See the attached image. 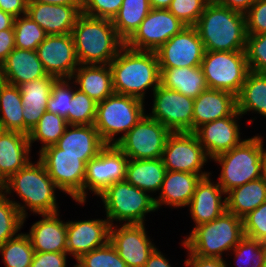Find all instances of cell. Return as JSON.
I'll return each instance as SVG.
<instances>
[{
    "label": "cell",
    "instance_id": "obj_1",
    "mask_svg": "<svg viewBox=\"0 0 266 267\" xmlns=\"http://www.w3.org/2000/svg\"><path fill=\"white\" fill-rule=\"evenodd\" d=\"M0 191L17 206L23 217V223L29 217L28 211L37 216L54 214L61 210L59 209L60 202L57 200L60 190L38 158L36 161L28 162L5 181L0 186Z\"/></svg>",
    "mask_w": 266,
    "mask_h": 267
},
{
    "label": "cell",
    "instance_id": "obj_2",
    "mask_svg": "<svg viewBox=\"0 0 266 267\" xmlns=\"http://www.w3.org/2000/svg\"><path fill=\"white\" fill-rule=\"evenodd\" d=\"M115 93L144 102L160 85V69L155 51L134 50L124 45L109 63ZM151 89V90H150Z\"/></svg>",
    "mask_w": 266,
    "mask_h": 267
},
{
    "label": "cell",
    "instance_id": "obj_3",
    "mask_svg": "<svg viewBox=\"0 0 266 267\" xmlns=\"http://www.w3.org/2000/svg\"><path fill=\"white\" fill-rule=\"evenodd\" d=\"M79 64H109L125 42L118 36L112 20L81 14L72 30Z\"/></svg>",
    "mask_w": 266,
    "mask_h": 267
},
{
    "label": "cell",
    "instance_id": "obj_4",
    "mask_svg": "<svg viewBox=\"0 0 266 267\" xmlns=\"http://www.w3.org/2000/svg\"><path fill=\"white\" fill-rule=\"evenodd\" d=\"M194 27L206 51H245V14L218 4H207Z\"/></svg>",
    "mask_w": 266,
    "mask_h": 267
},
{
    "label": "cell",
    "instance_id": "obj_5",
    "mask_svg": "<svg viewBox=\"0 0 266 267\" xmlns=\"http://www.w3.org/2000/svg\"><path fill=\"white\" fill-rule=\"evenodd\" d=\"M244 236L243 219L226 210L213 221L185 234L183 241L185 247L196 256L228 260L227 255Z\"/></svg>",
    "mask_w": 266,
    "mask_h": 267
},
{
    "label": "cell",
    "instance_id": "obj_6",
    "mask_svg": "<svg viewBox=\"0 0 266 267\" xmlns=\"http://www.w3.org/2000/svg\"><path fill=\"white\" fill-rule=\"evenodd\" d=\"M259 134L246 137L239 145L211 160L221 167H218L220 173L215 180L226 194L262 177V134Z\"/></svg>",
    "mask_w": 266,
    "mask_h": 267
},
{
    "label": "cell",
    "instance_id": "obj_7",
    "mask_svg": "<svg viewBox=\"0 0 266 267\" xmlns=\"http://www.w3.org/2000/svg\"><path fill=\"white\" fill-rule=\"evenodd\" d=\"M98 197L111 226L146 224L149 213L157 211L154 197L126 180L111 184Z\"/></svg>",
    "mask_w": 266,
    "mask_h": 267
},
{
    "label": "cell",
    "instance_id": "obj_8",
    "mask_svg": "<svg viewBox=\"0 0 266 267\" xmlns=\"http://www.w3.org/2000/svg\"><path fill=\"white\" fill-rule=\"evenodd\" d=\"M144 101L113 93L97 103L94 127L106 145H116L146 114Z\"/></svg>",
    "mask_w": 266,
    "mask_h": 267
},
{
    "label": "cell",
    "instance_id": "obj_9",
    "mask_svg": "<svg viewBox=\"0 0 266 267\" xmlns=\"http://www.w3.org/2000/svg\"><path fill=\"white\" fill-rule=\"evenodd\" d=\"M201 68L207 87L238 96L250 72L245 51H206Z\"/></svg>",
    "mask_w": 266,
    "mask_h": 267
},
{
    "label": "cell",
    "instance_id": "obj_10",
    "mask_svg": "<svg viewBox=\"0 0 266 267\" xmlns=\"http://www.w3.org/2000/svg\"><path fill=\"white\" fill-rule=\"evenodd\" d=\"M36 155L60 193L66 195L65 197L68 195L75 203H84V156L64 154L62 149L55 145L43 149Z\"/></svg>",
    "mask_w": 266,
    "mask_h": 267
},
{
    "label": "cell",
    "instance_id": "obj_11",
    "mask_svg": "<svg viewBox=\"0 0 266 267\" xmlns=\"http://www.w3.org/2000/svg\"><path fill=\"white\" fill-rule=\"evenodd\" d=\"M172 132L145 114L116 144L128 159L162 158L167 138Z\"/></svg>",
    "mask_w": 266,
    "mask_h": 267
},
{
    "label": "cell",
    "instance_id": "obj_12",
    "mask_svg": "<svg viewBox=\"0 0 266 267\" xmlns=\"http://www.w3.org/2000/svg\"><path fill=\"white\" fill-rule=\"evenodd\" d=\"M146 114L171 132H192L194 99L159 85L151 95Z\"/></svg>",
    "mask_w": 266,
    "mask_h": 267
},
{
    "label": "cell",
    "instance_id": "obj_13",
    "mask_svg": "<svg viewBox=\"0 0 266 267\" xmlns=\"http://www.w3.org/2000/svg\"><path fill=\"white\" fill-rule=\"evenodd\" d=\"M162 160L166 171L211 174V171L204 169L211 159L194 132H172L167 138Z\"/></svg>",
    "mask_w": 266,
    "mask_h": 267
},
{
    "label": "cell",
    "instance_id": "obj_14",
    "mask_svg": "<svg viewBox=\"0 0 266 267\" xmlns=\"http://www.w3.org/2000/svg\"><path fill=\"white\" fill-rule=\"evenodd\" d=\"M127 156L116 146L106 145L97 157L86 163L84 181V206L90 193L95 197L117 181L125 180Z\"/></svg>",
    "mask_w": 266,
    "mask_h": 267
},
{
    "label": "cell",
    "instance_id": "obj_15",
    "mask_svg": "<svg viewBox=\"0 0 266 267\" xmlns=\"http://www.w3.org/2000/svg\"><path fill=\"white\" fill-rule=\"evenodd\" d=\"M146 224H117L110 226L109 242L127 267H144L156 246Z\"/></svg>",
    "mask_w": 266,
    "mask_h": 267
},
{
    "label": "cell",
    "instance_id": "obj_16",
    "mask_svg": "<svg viewBox=\"0 0 266 267\" xmlns=\"http://www.w3.org/2000/svg\"><path fill=\"white\" fill-rule=\"evenodd\" d=\"M185 26L168 9H151L125 45L134 50L156 51Z\"/></svg>",
    "mask_w": 266,
    "mask_h": 267
},
{
    "label": "cell",
    "instance_id": "obj_17",
    "mask_svg": "<svg viewBox=\"0 0 266 267\" xmlns=\"http://www.w3.org/2000/svg\"><path fill=\"white\" fill-rule=\"evenodd\" d=\"M204 46L194 26H185L156 51L159 68L201 66Z\"/></svg>",
    "mask_w": 266,
    "mask_h": 267
},
{
    "label": "cell",
    "instance_id": "obj_18",
    "mask_svg": "<svg viewBox=\"0 0 266 267\" xmlns=\"http://www.w3.org/2000/svg\"><path fill=\"white\" fill-rule=\"evenodd\" d=\"M36 51L44 71L56 79H70L79 66L72 34L47 35Z\"/></svg>",
    "mask_w": 266,
    "mask_h": 267
},
{
    "label": "cell",
    "instance_id": "obj_19",
    "mask_svg": "<svg viewBox=\"0 0 266 267\" xmlns=\"http://www.w3.org/2000/svg\"><path fill=\"white\" fill-rule=\"evenodd\" d=\"M242 118L236 109L230 116L206 123L194 132L211 160L231 150L245 139L240 127Z\"/></svg>",
    "mask_w": 266,
    "mask_h": 267
},
{
    "label": "cell",
    "instance_id": "obj_20",
    "mask_svg": "<svg viewBox=\"0 0 266 267\" xmlns=\"http://www.w3.org/2000/svg\"><path fill=\"white\" fill-rule=\"evenodd\" d=\"M110 223L104 218L67 219V253L75 261L109 241Z\"/></svg>",
    "mask_w": 266,
    "mask_h": 267
},
{
    "label": "cell",
    "instance_id": "obj_21",
    "mask_svg": "<svg viewBox=\"0 0 266 267\" xmlns=\"http://www.w3.org/2000/svg\"><path fill=\"white\" fill-rule=\"evenodd\" d=\"M198 182L193 197L187 206L193 228L208 223L227 210L226 193L217 180H213V170Z\"/></svg>",
    "mask_w": 266,
    "mask_h": 267
},
{
    "label": "cell",
    "instance_id": "obj_22",
    "mask_svg": "<svg viewBox=\"0 0 266 267\" xmlns=\"http://www.w3.org/2000/svg\"><path fill=\"white\" fill-rule=\"evenodd\" d=\"M83 6H66L28 2L27 13L47 35L71 34Z\"/></svg>",
    "mask_w": 266,
    "mask_h": 267
},
{
    "label": "cell",
    "instance_id": "obj_23",
    "mask_svg": "<svg viewBox=\"0 0 266 267\" xmlns=\"http://www.w3.org/2000/svg\"><path fill=\"white\" fill-rule=\"evenodd\" d=\"M181 171H166L161 189L154 197L157 212L162 206L169 209H182L189 205L196 186L202 177Z\"/></svg>",
    "mask_w": 266,
    "mask_h": 267
},
{
    "label": "cell",
    "instance_id": "obj_24",
    "mask_svg": "<svg viewBox=\"0 0 266 267\" xmlns=\"http://www.w3.org/2000/svg\"><path fill=\"white\" fill-rule=\"evenodd\" d=\"M61 213L39 215L42 218L25 232L35 252H67V220H61Z\"/></svg>",
    "mask_w": 266,
    "mask_h": 267
},
{
    "label": "cell",
    "instance_id": "obj_25",
    "mask_svg": "<svg viewBox=\"0 0 266 267\" xmlns=\"http://www.w3.org/2000/svg\"><path fill=\"white\" fill-rule=\"evenodd\" d=\"M28 135L0 130V186L32 158Z\"/></svg>",
    "mask_w": 266,
    "mask_h": 267
},
{
    "label": "cell",
    "instance_id": "obj_26",
    "mask_svg": "<svg viewBox=\"0 0 266 267\" xmlns=\"http://www.w3.org/2000/svg\"><path fill=\"white\" fill-rule=\"evenodd\" d=\"M237 109L232 93L207 88L194 99L192 132L214 120L228 117Z\"/></svg>",
    "mask_w": 266,
    "mask_h": 267
},
{
    "label": "cell",
    "instance_id": "obj_27",
    "mask_svg": "<svg viewBox=\"0 0 266 267\" xmlns=\"http://www.w3.org/2000/svg\"><path fill=\"white\" fill-rule=\"evenodd\" d=\"M56 80V78L47 74L43 78L25 82L18 86L23 104L24 134L28 135L44 115L52 86Z\"/></svg>",
    "mask_w": 266,
    "mask_h": 267
},
{
    "label": "cell",
    "instance_id": "obj_28",
    "mask_svg": "<svg viewBox=\"0 0 266 267\" xmlns=\"http://www.w3.org/2000/svg\"><path fill=\"white\" fill-rule=\"evenodd\" d=\"M55 146L62 153L84 156V162L98 156L106 146L94 125H68Z\"/></svg>",
    "mask_w": 266,
    "mask_h": 267
},
{
    "label": "cell",
    "instance_id": "obj_29",
    "mask_svg": "<svg viewBox=\"0 0 266 267\" xmlns=\"http://www.w3.org/2000/svg\"><path fill=\"white\" fill-rule=\"evenodd\" d=\"M1 69L3 81L17 86L47 75L36 50L14 48Z\"/></svg>",
    "mask_w": 266,
    "mask_h": 267
},
{
    "label": "cell",
    "instance_id": "obj_30",
    "mask_svg": "<svg viewBox=\"0 0 266 267\" xmlns=\"http://www.w3.org/2000/svg\"><path fill=\"white\" fill-rule=\"evenodd\" d=\"M76 88L99 103L114 93L112 72L109 64L83 65L70 78Z\"/></svg>",
    "mask_w": 266,
    "mask_h": 267
},
{
    "label": "cell",
    "instance_id": "obj_31",
    "mask_svg": "<svg viewBox=\"0 0 266 267\" xmlns=\"http://www.w3.org/2000/svg\"><path fill=\"white\" fill-rule=\"evenodd\" d=\"M165 173L166 168L162 158L128 159L125 180L155 197L161 189Z\"/></svg>",
    "mask_w": 266,
    "mask_h": 267
},
{
    "label": "cell",
    "instance_id": "obj_32",
    "mask_svg": "<svg viewBox=\"0 0 266 267\" xmlns=\"http://www.w3.org/2000/svg\"><path fill=\"white\" fill-rule=\"evenodd\" d=\"M159 69L160 85L187 97L195 99L208 88L201 66Z\"/></svg>",
    "mask_w": 266,
    "mask_h": 267
},
{
    "label": "cell",
    "instance_id": "obj_33",
    "mask_svg": "<svg viewBox=\"0 0 266 267\" xmlns=\"http://www.w3.org/2000/svg\"><path fill=\"white\" fill-rule=\"evenodd\" d=\"M266 201V179L252 180L226 194L227 211L243 219Z\"/></svg>",
    "mask_w": 266,
    "mask_h": 267
},
{
    "label": "cell",
    "instance_id": "obj_34",
    "mask_svg": "<svg viewBox=\"0 0 266 267\" xmlns=\"http://www.w3.org/2000/svg\"><path fill=\"white\" fill-rule=\"evenodd\" d=\"M236 101L242 117L253 113L266 118V73L250 71Z\"/></svg>",
    "mask_w": 266,
    "mask_h": 267
},
{
    "label": "cell",
    "instance_id": "obj_35",
    "mask_svg": "<svg viewBox=\"0 0 266 267\" xmlns=\"http://www.w3.org/2000/svg\"><path fill=\"white\" fill-rule=\"evenodd\" d=\"M20 89L7 82L0 84V130L24 133Z\"/></svg>",
    "mask_w": 266,
    "mask_h": 267
},
{
    "label": "cell",
    "instance_id": "obj_36",
    "mask_svg": "<svg viewBox=\"0 0 266 267\" xmlns=\"http://www.w3.org/2000/svg\"><path fill=\"white\" fill-rule=\"evenodd\" d=\"M151 10L149 0H123L112 23L118 36L126 42Z\"/></svg>",
    "mask_w": 266,
    "mask_h": 267
},
{
    "label": "cell",
    "instance_id": "obj_37",
    "mask_svg": "<svg viewBox=\"0 0 266 267\" xmlns=\"http://www.w3.org/2000/svg\"><path fill=\"white\" fill-rule=\"evenodd\" d=\"M68 126L67 121L54 113L45 111L44 115L39 119V122L31 129L28 134V140L30 143L31 150L32 146L36 142H39V150L37 153L43 149L55 145L60 137L64 134Z\"/></svg>",
    "mask_w": 266,
    "mask_h": 267
},
{
    "label": "cell",
    "instance_id": "obj_38",
    "mask_svg": "<svg viewBox=\"0 0 266 267\" xmlns=\"http://www.w3.org/2000/svg\"><path fill=\"white\" fill-rule=\"evenodd\" d=\"M34 253L31 240L25 232H20L0 246L5 267H30Z\"/></svg>",
    "mask_w": 266,
    "mask_h": 267
},
{
    "label": "cell",
    "instance_id": "obj_39",
    "mask_svg": "<svg viewBox=\"0 0 266 267\" xmlns=\"http://www.w3.org/2000/svg\"><path fill=\"white\" fill-rule=\"evenodd\" d=\"M15 48L37 50L39 44L46 38L45 31L28 15H22L14 20Z\"/></svg>",
    "mask_w": 266,
    "mask_h": 267
},
{
    "label": "cell",
    "instance_id": "obj_40",
    "mask_svg": "<svg viewBox=\"0 0 266 267\" xmlns=\"http://www.w3.org/2000/svg\"><path fill=\"white\" fill-rule=\"evenodd\" d=\"M23 217L17 206L0 191V246L23 229Z\"/></svg>",
    "mask_w": 266,
    "mask_h": 267
},
{
    "label": "cell",
    "instance_id": "obj_41",
    "mask_svg": "<svg viewBox=\"0 0 266 267\" xmlns=\"http://www.w3.org/2000/svg\"><path fill=\"white\" fill-rule=\"evenodd\" d=\"M96 110L97 102L78 90L74 84V95L67 115L68 125H94Z\"/></svg>",
    "mask_w": 266,
    "mask_h": 267
},
{
    "label": "cell",
    "instance_id": "obj_42",
    "mask_svg": "<svg viewBox=\"0 0 266 267\" xmlns=\"http://www.w3.org/2000/svg\"><path fill=\"white\" fill-rule=\"evenodd\" d=\"M229 256L234 258V266L231 265V267H263L262 241L244 236L227 255V258ZM227 267H230L229 263H227Z\"/></svg>",
    "mask_w": 266,
    "mask_h": 267
},
{
    "label": "cell",
    "instance_id": "obj_43",
    "mask_svg": "<svg viewBox=\"0 0 266 267\" xmlns=\"http://www.w3.org/2000/svg\"><path fill=\"white\" fill-rule=\"evenodd\" d=\"M72 267H127L108 241L105 245L83 254Z\"/></svg>",
    "mask_w": 266,
    "mask_h": 267
},
{
    "label": "cell",
    "instance_id": "obj_44",
    "mask_svg": "<svg viewBox=\"0 0 266 267\" xmlns=\"http://www.w3.org/2000/svg\"><path fill=\"white\" fill-rule=\"evenodd\" d=\"M73 95V81L71 79H57L52 86L46 111L57 114L67 121L70 101Z\"/></svg>",
    "mask_w": 266,
    "mask_h": 267
},
{
    "label": "cell",
    "instance_id": "obj_45",
    "mask_svg": "<svg viewBox=\"0 0 266 267\" xmlns=\"http://www.w3.org/2000/svg\"><path fill=\"white\" fill-rule=\"evenodd\" d=\"M245 53L251 72L266 73V33L247 34Z\"/></svg>",
    "mask_w": 266,
    "mask_h": 267
},
{
    "label": "cell",
    "instance_id": "obj_46",
    "mask_svg": "<svg viewBox=\"0 0 266 267\" xmlns=\"http://www.w3.org/2000/svg\"><path fill=\"white\" fill-rule=\"evenodd\" d=\"M206 5L204 0H172L168 10L186 26H194Z\"/></svg>",
    "mask_w": 266,
    "mask_h": 267
},
{
    "label": "cell",
    "instance_id": "obj_47",
    "mask_svg": "<svg viewBox=\"0 0 266 267\" xmlns=\"http://www.w3.org/2000/svg\"><path fill=\"white\" fill-rule=\"evenodd\" d=\"M243 227L246 237L266 240V201L243 218Z\"/></svg>",
    "mask_w": 266,
    "mask_h": 267
},
{
    "label": "cell",
    "instance_id": "obj_48",
    "mask_svg": "<svg viewBox=\"0 0 266 267\" xmlns=\"http://www.w3.org/2000/svg\"><path fill=\"white\" fill-rule=\"evenodd\" d=\"M123 0H83L82 13L94 17L113 20Z\"/></svg>",
    "mask_w": 266,
    "mask_h": 267
},
{
    "label": "cell",
    "instance_id": "obj_49",
    "mask_svg": "<svg viewBox=\"0 0 266 267\" xmlns=\"http://www.w3.org/2000/svg\"><path fill=\"white\" fill-rule=\"evenodd\" d=\"M245 16L247 34L266 33V0H256Z\"/></svg>",
    "mask_w": 266,
    "mask_h": 267
},
{
    "label": "cell",
    "instance_id": "obj_50",
    "mask_svg": "<svg viewBox=\"0 0 266 267\" xmlns=\"http://www.w3.org/2000/svg\"><path fill=\"white\" fill-rule=\"evenodd\" d=\"M67 252H35L30 267H68Z\"/></svg>",
    "mask_w": 266,
    "mask_h": 267
},
{
    "label": "cell",
    "instance_id": "obj_51",
    "mask_svg": "<svg viewBox=\"0 0 266 267\" xmlns=\"http://www.w3.org/2000/svg\"><path fill=\"white\" fill-rule=\"evenodd\" d=\"M181 245V248L183 247L187 252L183 263L184 267H227L226 259L196 256L185 247L183 239Z\"/></svg>",
    "mask_w": 266,
    "mask_h": 267
},
{
    "label": "cell",
    "instance_id": "obj_52",
    "mask_svg": "<svg viewBox=\"0 0 266 267\" xmlns=\"http://www.w3.org/2000/svg\"><path fill=\"white\" fill-rule=\"evenodd\" d=\"M15 48L14 28L0 31V64Z\"/></svg>",
    "mask_w": 266,
    "mask_h": 267
},
{
    "label": "cell",
    "instance_id": "obj_53",
    "mask_svg": "<svg viewBox=\"0 0 266 267\" xmlns=\"http://www.w3.org/2000/svg\"><path fill=\"white\" fill-rule=\"evenodd\" d=\"M29 0H0V9L17 18L27 13Z\"/></svg>",
    "mask_w": 266,
    "mask_h": 267
},
{
    "label": "cell",
    "instance_id": "obj_54",
    "mask_svg": "<svg viewBox=\"0 0 266 267\" xmlns=\"http://www.w3.org/2000/svg\"><path fill=\"white\" fill-rule=\"evenodd\" d=\"M256 0H220L218 5L246 14Z\"/></svg>",
    "mask_w": 266,
    "mask_h": 267
},
{
    "label": "cell",
    "instance_id": "obj_55",
    "mask_svg": "<svg viewBox=\"0 0 266 267\" xmlns=\"http://www.w3.org/2000/svg\"><path fill=\"white\" fill-rule=\"evenodd\" d=\"M144 267H174L169 258L158 247L153 251Z\"/></svg>",
    "mask_w": 266,
    "mask_h": 267
},
{
    "label": "cell",
    "instance_id": "obj_56",
    "mask_svg": "<svg viewBox=\"0 0 266 267\" xmlns=\"http://www.w3.org/2000/svg\"><path fill=\"white\" fill-rule=\"evenodd\" d=\"M28 2H40L43 4H55L66 6H83V0H29Z\"/></svg>",
    "mask_w": 266,
    "mask_h": 267
},
{
    "label": "cell",
    "instance_id": "obj_57",
    "mask_svg": "<svg viewBox=\"0 0 266 267\" xmlns=\"http://www.w3.org/2000/svg\"><path fill=\"white\" fill-rule=\"evenodd\" d=\"M15 17L0 9V31L11 29L14 25Z\"/></svg>",
    "mask_w": 266,
    "mask_h": 267
},
{
    "label": "cell",
    "instance_id": "obj_58",
    "mask_svg": "<svg viewBox=\"0 0 266 267\" xmlns=\"http://www.w3.org/2000/svg\"><path fill=\"white\" fill-rule=\"evenodd\" d=\"M172 0H149L151 9H168Z\"/></svg>",
    "mask_w": 266,
    "mask_h": 267
},
{
    "label": "cell",
    "instance_id": "obj_59",
    "mask_svg": "<svg viewBox=\"0 0 266 267\" xmlns=\"http://www.w3.org/2000/svg\"><path fill=\"white\" fill-rule=\"evenodd\" d=\"M265 136H262V155H261V161H262V177L266 179V147L265 144Z\"/></svg>",
    "mask_w": 266,
    "mask_h": 267
},
{
    "label": "cell",
    "instance_id": "obj_60",
    "mask_svg": "<svg viewBox=\"0 0 266 267\" xmlns=\"http://www.w3.org/2000/svg\"><path fill=\"white\" fill-rule=\"evenodd\" d=\"M262 250H263V257H264L263 267H266V240L262 241Z\"/></svg>",
    "mask_w": 266,
    "mask_h": 267
},
{
    "label": "cell",
    "instance_id": "obj_61",
    "mask_svg": "<svg viewBox=\"0 0 266 267\" xmlns=\"http://www.w3.org/2000/svg\"><path fill=\"white\" fill-rule=\"evenodd\" d=\"M207 4H218L220 0H204Z\"/></svg>",
    "mask_w": 266,
    "mask_h": 267
},
{
    "label": "cell",
    "instance_id": "obj_62",
    "mask_svg": "<svg viewBox=\"0 0 266 267\" xmlns=\"http://www.w3.org/2000/svg\"><path fill=\"white\" fill-rule=\"evenodd\" d=\"M3 82V79H2V69H1V64H0V84Z\"/></svg>",
    "mask_w": 266,
    "mask_h": 267
}]
</instances>
